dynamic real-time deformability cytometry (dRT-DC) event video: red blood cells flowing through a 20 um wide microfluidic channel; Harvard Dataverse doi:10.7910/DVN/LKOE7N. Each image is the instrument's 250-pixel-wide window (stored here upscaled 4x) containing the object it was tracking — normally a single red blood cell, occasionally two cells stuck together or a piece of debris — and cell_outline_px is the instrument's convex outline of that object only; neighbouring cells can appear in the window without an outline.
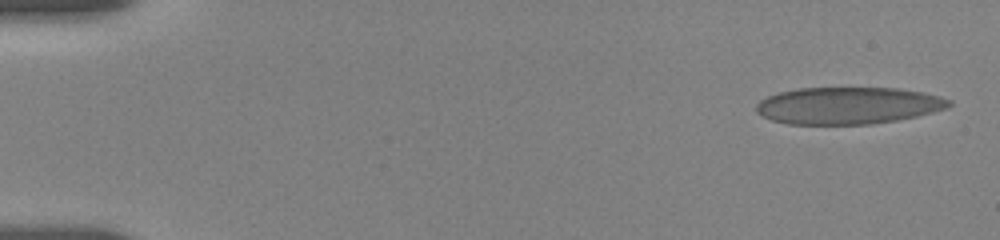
{"species": "human", "species_latin": "Homo sapiens", "temperature_condition": "room temperature", "stored_images_in_passage": 5, "camera_frame_rate_fps": 3000, "um_per_image_px": 0.085, "donor": {"sex": "female"}, "frame": {"image": 1, "passage_image": 1, "time_ms": 0.0, "image_size_px": [1000, 240], "cell_outline_px": [[952, 104], [944, 108], [932, 112], [916, 116], [896, 120], [868, 124], [788, 124], [772, 120], [756, 112], [756, 104], [760, 100], [768, 96], [780, 92], [800, 88], [896, 88], [920, 92], [952, 100]], "centroid_in_image_um": [72.05, 8.97], "position_along_channel_um": 13.0, "area_um2": 41.15}}
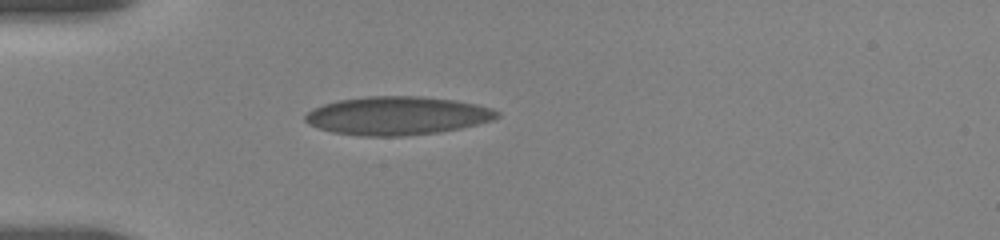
{"frame": {"image": 2, "passage_image": 5, "time_ms": 4.333, "image_size_px": [1000, 240], "cell_outline_px": [[500, 116], [492, 120], [460, 128], [440, 132], [404, 136], [364, 136], [332, 132], [308, 124], [304, 120], [304, 116], [308, 112], [324, 104], [340, 100], [368, 96], [420, 96], [452, 100], [476, 104], [492, 108], [500, 112]], "centroid_in_image_um": [33.78, 9.84], "position_along_channel_um": 51.2, "area_um2": 42.71}}